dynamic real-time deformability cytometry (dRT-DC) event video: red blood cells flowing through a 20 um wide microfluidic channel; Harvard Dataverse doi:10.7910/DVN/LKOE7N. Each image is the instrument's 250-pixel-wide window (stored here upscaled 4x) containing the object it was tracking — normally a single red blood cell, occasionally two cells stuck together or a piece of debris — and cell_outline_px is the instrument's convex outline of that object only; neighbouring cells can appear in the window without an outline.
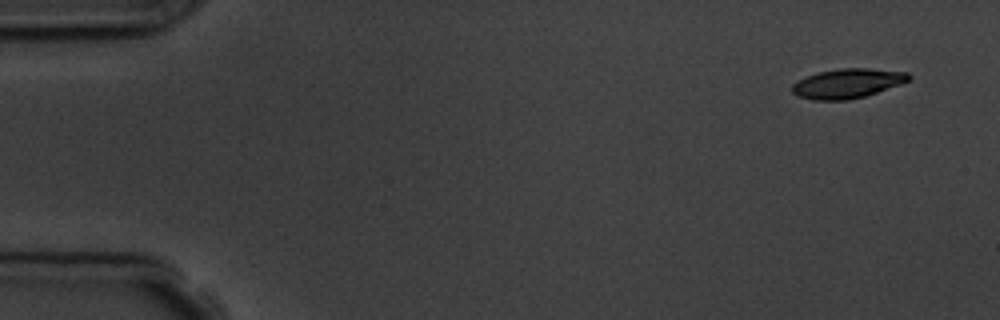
{"species": "common noctule bat (a hibernating species)", "species_latin": "Nyctalus noctula", "temperature_condition": "room temperature", "stored_images_in_passage": 5, "segment_of_instrument_passage": [1, 2], "camera_frame_rate_fps": 3000, "um_per_image_px": 0.085, "animal": {"sex": "male", "body_mass_g": 19.5, "forearm_length_mm": 54.6}, "frame": {"image": 1, "passage_image": 1, "time_ms": 0.0, "image_size_px": [1000, 320], "cell_outline_px": [[912, 76], [904, 84], [864, 96], [848, 100], [812, 100], [796, 96], [792, 92], [792, 84], [808, 76], [820, 72], [840, 68], [868, 68], [908, 72]], "centroid_in_image_um": [72.07, 7.1], "position_along_channel_um": 12.9, "area_um2": 20.11}}
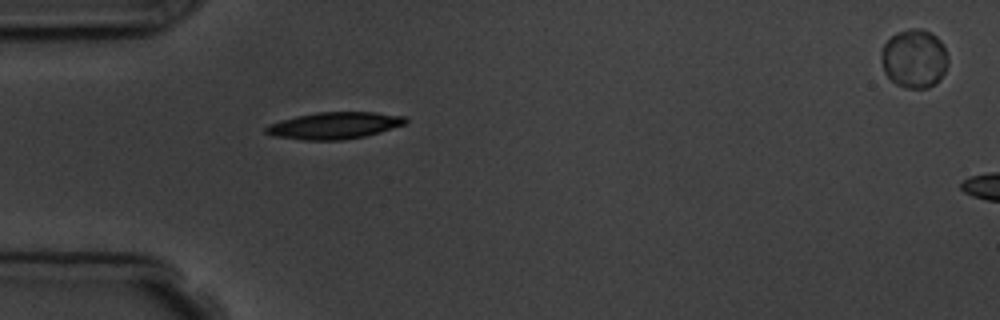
{"frame": {"image": 2, "passage_image": 4, "time_ms": 4.333, "image_size_px": [1000, 320], "cell_outline_px": [[408, 120], [404, 124], [380, 132], [364, 136], [344, 140], [304, 140], [272, 136], [264, 132], [264, 128], [268, 124], [280, 120], [296, 116], [316, 112], [376, 112], [404, 116]], "centroid_in_image_um": [28.37, 10.67], "position_along_channel_um": 56.6, "area_um2": 21.91}}